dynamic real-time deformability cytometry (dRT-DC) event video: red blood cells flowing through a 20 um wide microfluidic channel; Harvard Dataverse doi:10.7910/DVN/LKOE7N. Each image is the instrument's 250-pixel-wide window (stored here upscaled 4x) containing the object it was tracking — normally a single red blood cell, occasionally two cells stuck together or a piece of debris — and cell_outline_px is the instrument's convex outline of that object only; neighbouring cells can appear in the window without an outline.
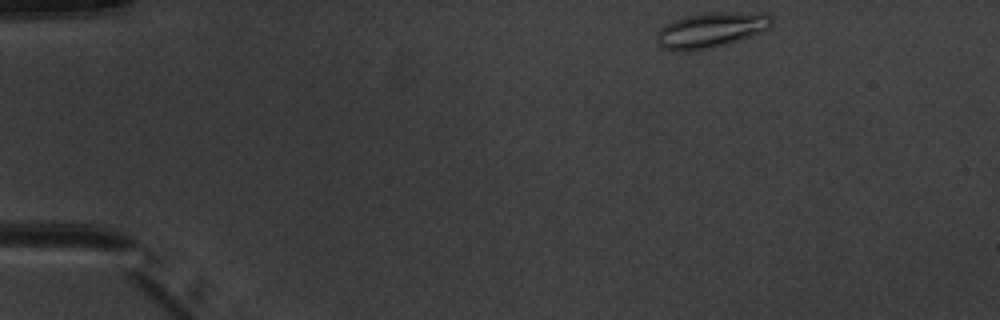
{"species": "common noctule bat (a hibernating species)", "species_latin": "Nyctalus noctula", "temperature_condition": "warm", "stored_images_in_passage": 4, "camera_frame_rate_fps": 3000, "um_per_image_px": 0.085, "animal": {"sex": "male", "body_mass_g": 20.1, "forearm_length_mm": 53.5}, "frame": {"image": 1, "passage_image": 1, "time_ms": 0.0, "image_size_px": [1000, 320], "cell_outline_px": [[772, 24], [768, 28], [752, 36], [712, 48], [688, 52], [676, 52], [664, 48], [656, 40], [656, 32], [660, 28], [676, 20], [700, 12], [768, 12], [772, 16]], "centroid_in_image_um": [60.46, 2.55], "position_along_channel_um": 24.5, "area_um2": 23.93}}
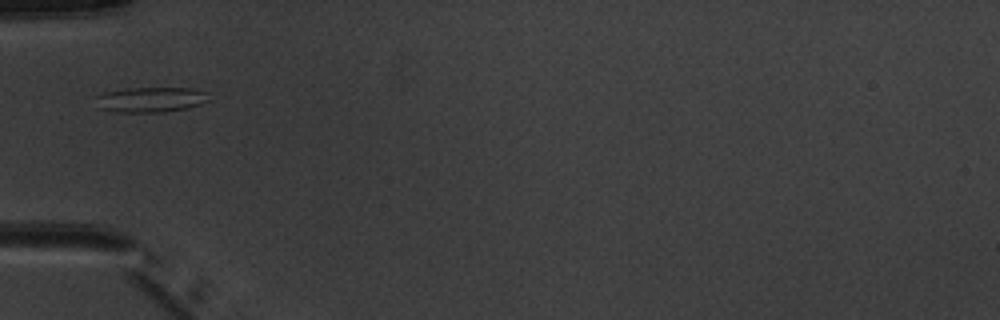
{"frame": {"image": 2, "passage_image": 4, "time_ms": 3.333, "image_size_px": [1000, 320], "cell_outline_px": [[212, 100], [188, 108], [164, 112], [116, 112], [96, 108], [96, 96], [104, 92], [128, 88], [192, 88], [208, 92]], "centroid_in_image_um": [12.83, 8.47], "position_along_channel_um": 72.2, "area_um2": 16.94}}